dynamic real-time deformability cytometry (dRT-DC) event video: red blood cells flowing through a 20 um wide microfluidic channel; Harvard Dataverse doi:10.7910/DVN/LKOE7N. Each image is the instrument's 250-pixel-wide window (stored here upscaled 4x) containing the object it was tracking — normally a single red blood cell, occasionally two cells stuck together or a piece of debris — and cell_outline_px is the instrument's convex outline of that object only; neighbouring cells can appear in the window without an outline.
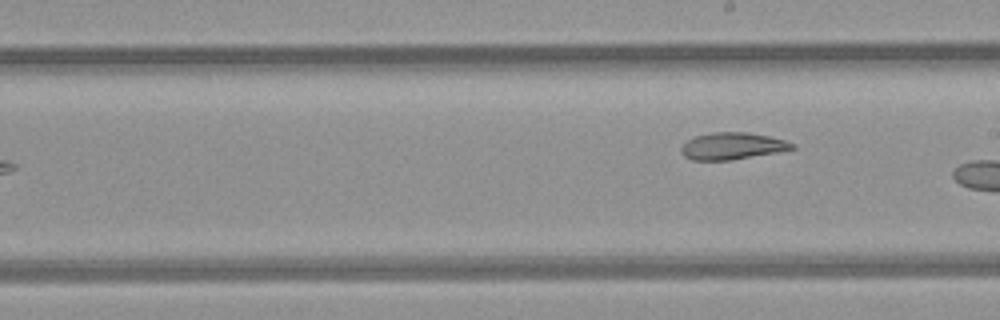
{"species": "common noctule bat (a hibernating species)", "species_latin": "Nyctalus noctula", "temperature_condition": "room temperature", "stored_images_in_passage": 7, "segment_of_instrument_passage": [2, 2], "camera_frame_rate_fps": 3000, "um_per_image_px": 0.085, "animal": {"sex": "female", "body_mass_g": 21.9}, "frame": {"image": 1, "passage_image": 7, "time_ms": 7.667, "image_size_px": [1000, 320], "cell_outline_px": [[796, 148], [776, 152], [732, 160], [692, 160], [684, 156], [680, 152], [680, 148], [688, 140], [696, 136], [712, 132], [748, 132], [768, 136], [784, 140], [796, 144]], "centroid_in_image_um": [62.23, 12.41], "position_along_channel_um": 226.8, "area_um2": 17.34}}